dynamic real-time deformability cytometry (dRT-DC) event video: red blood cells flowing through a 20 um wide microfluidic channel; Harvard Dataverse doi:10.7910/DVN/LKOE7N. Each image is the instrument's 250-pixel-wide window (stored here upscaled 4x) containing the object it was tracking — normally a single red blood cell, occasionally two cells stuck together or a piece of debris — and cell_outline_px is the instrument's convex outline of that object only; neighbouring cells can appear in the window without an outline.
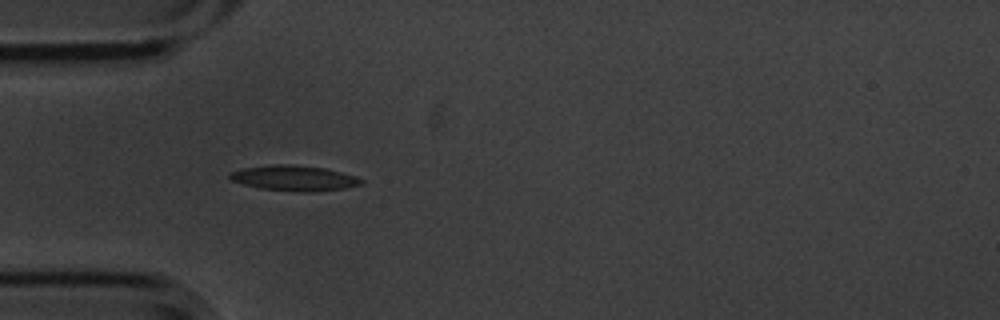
{"species": "common noctule bat (a hibernating species)", "species_latin": "Nyctalus noctula", "temperature_condition": "cold", "stored_images_in_passage": 6, "camera_frame_rate_fps": 3000, "um_per_image_px": 0.085, "animal": {"sex": "male", "body_mass_g": 20.1, "forearm_length_mm": 53.5}, "frame": {"image": 1, "passage_image": 5, "time_ms": 1.333, "image_size_px": [1000, 320], "cell_outline_px": [[364, 184], [344, 188], [308, 192], [300, 192], [260, 188], [244, 184], [232, 180], [228, 176], [232, 172], [244, 168], [272, 164], [292, 164], [324, 168], [356, 176], [364, 180]], "centroid_in_image_um": [25.04, 15.14], "position_along_channel_um": 60.0, "area_um2": 19.25}}
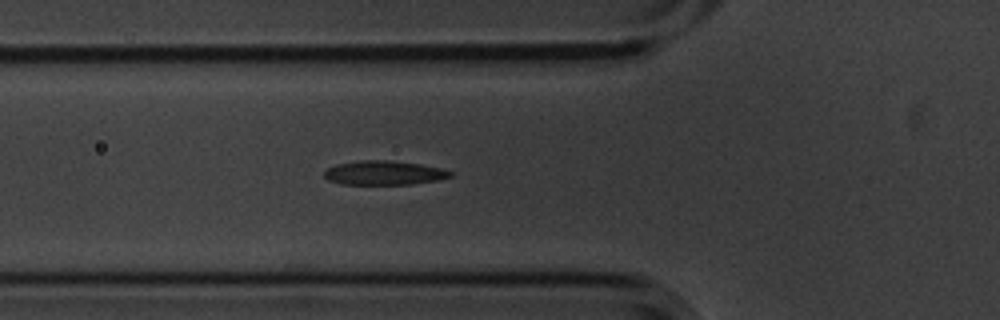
{"frame": {"image": 2, "passage_image": 6, "time_ms": 1.667, "image_size_px": [1000, 320], "cell_outline_px": [[452, 176], [436, 180], [412, 184], [340, 184], [328, 180], [324, 176], [324, 172], [328, 168], [336, 164], [364, 160], [388, 160], [420, 164], [440, 168], [452, 172]], "centroid_in_image_um": [32.61, 14.69], "position_along_channel_um": 93.2, "area_um2": 17.57}}